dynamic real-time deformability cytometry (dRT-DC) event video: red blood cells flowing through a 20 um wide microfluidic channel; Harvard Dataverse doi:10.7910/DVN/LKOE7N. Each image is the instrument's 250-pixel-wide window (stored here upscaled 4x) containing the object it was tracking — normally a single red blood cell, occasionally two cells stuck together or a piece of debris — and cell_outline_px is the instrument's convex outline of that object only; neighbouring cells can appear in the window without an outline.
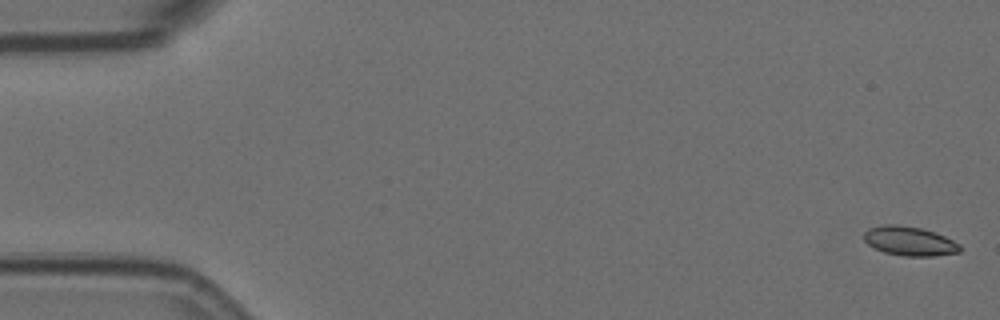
{"species": "Egyptian fruit bat (a non-hibernating species)", "species_latin": "Rousettus aegyptiacus", "temperature_condition": "room temperature", "stored_images_in_passage": 6, "camera_frame_rate_fps": 3000, "um_per_image_px": 0.085, "animal": {"sex": "female"}, "frame": {"image": 1, "passage_image": 1, "time_ms": 0.0, "image_size_px": [1000, 320], "cell_outline_px": [[960, 252], [936, 256], [904, 256], [884, 252], [868, 244], [864, 240], [864, 232], [868, 228], [884, 224], [896, 224], [920, 228], [944, 236], [960, 244]], "centroid_in_image_um": [77.29, 20.49], "position_along_channel_um": 7.7, "area_um2": 16.24}}